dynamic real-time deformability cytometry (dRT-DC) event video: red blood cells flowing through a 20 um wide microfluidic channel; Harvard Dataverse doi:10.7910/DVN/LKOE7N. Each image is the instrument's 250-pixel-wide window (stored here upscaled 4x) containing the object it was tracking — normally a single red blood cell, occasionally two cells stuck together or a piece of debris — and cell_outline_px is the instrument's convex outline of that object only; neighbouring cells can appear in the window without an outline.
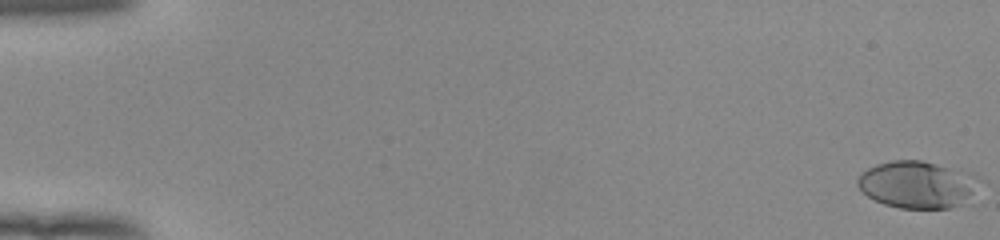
{"species": "human", "species_latin": "Homo sapiens", "temperature_condition": "room temperature", "stored_images_in_passage": 54, "camera_frame_rate_fps": 3000, "um_per_image_px": 0.085, "donor": {"sex": "female"}, "frame": {"image": 1, "passage_image": 1, "time_ms": 0.0, "image_size_px": [1000, 240], "cell_outline_px": [[980, 176], [972, 204], [948, 208], [900, 208], [884, 204], [868, 196], [856, 184], [856, 180], [860, 172], [876, 164], [892, 160], [920, 160], [968, 172]], "centroid_in_image_um": [78.04, 15.7], "position_along_channel_um": 7.0, "area_um2": 33.99}}
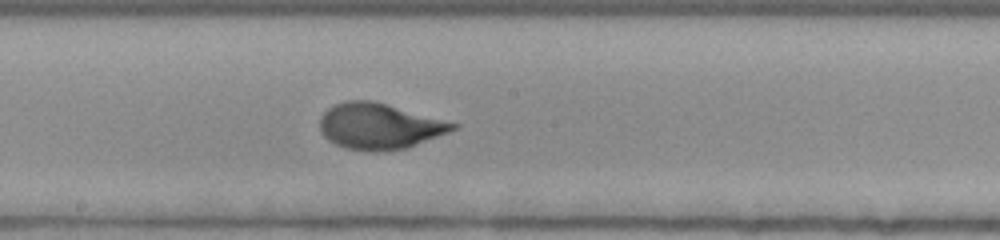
{"frame": {"image": 2, "passage_image": 31, "time_ms": 10.0, "image_size_px": [1000, 240], "cell_outline_px": [[460, 124], [456, 128], [448, 132], [408, 148], [380, 152], [368, 152], [348, 148], [336, 144], [328, 140], [320, 132], [320, 116], [328, 108], [336, 104], [348, 100], [372, 100]], "centroid_in_image_um": [32.23, 10.74], "position_along_channel_um": 216.0, "area_um2": 35.55}}
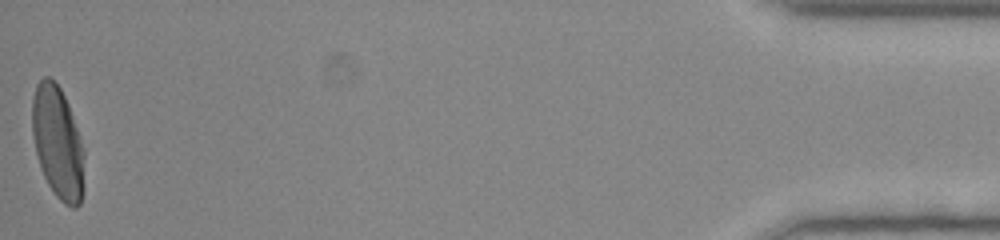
{"frame": {"image": 3, "passage_image": 54, "time_ms": 17.667, "image_size_px": [1000, 240], "cell_outline_px": [[84, 188], [80, 204], [76, 208], [72, 208], [64, 204], [56, 196], [48, 184], [40, 168], [32, 136], [32, 100], [36, 84], [44, 76], [48, 76], [60, 88], [68, 104], [84, 152]], "centroid_in_image_um": [4.9, 12.16], "position_along_channel_um": 430.3, "area_um2": 34.1}, "authors_computed_cell_mechanics": {"area_um2": 33.9575, "velocity_mm_per_s": 3.9499, "shape_relaxation_time_tau1_ms": 3.6856, "shape_relaxation_time_tau2_ms": null, "deformation_change_tau1": 0.1994, "deformation_change_tau2": null}}